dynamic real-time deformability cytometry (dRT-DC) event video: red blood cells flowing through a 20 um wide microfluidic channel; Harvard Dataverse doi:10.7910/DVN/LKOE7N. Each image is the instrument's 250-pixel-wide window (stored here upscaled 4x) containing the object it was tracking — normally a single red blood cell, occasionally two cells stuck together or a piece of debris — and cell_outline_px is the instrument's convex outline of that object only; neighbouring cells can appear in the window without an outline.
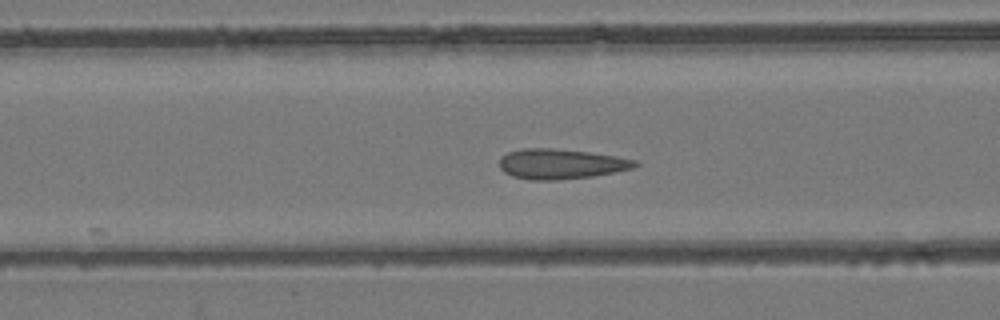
{"species": "common noctule bat (a hibernating species)", "species_latin": "Nyctalus noctula", "temperature_condition": "room temperature", "stored_images_in_passage": 13, "camera_frame_rate_fps": 3000, "um_per_image_px": 0.085, "animal": {"sex": "female", "body_mass_g": 24.6, "forearm_length_mm": 56.2}, "frame": {"image": 1, "passage_image": 10, "time_ms": 3.0, "image_size_px": [1000, 320], "cell_outline_px": [[640, 164], [632, 168], [592, 176], [556, 180], [528, 180], [512, 176], [504, 172], [500, 168], [500, 156], [508, 152], [520, 148], [552, 148], [588, 152], [616, 156], [636, 160]], "centroid_in_image_um": [47.63, 13.93], "position_along_channel_um": 119.0, "area_um2": 23.76}}